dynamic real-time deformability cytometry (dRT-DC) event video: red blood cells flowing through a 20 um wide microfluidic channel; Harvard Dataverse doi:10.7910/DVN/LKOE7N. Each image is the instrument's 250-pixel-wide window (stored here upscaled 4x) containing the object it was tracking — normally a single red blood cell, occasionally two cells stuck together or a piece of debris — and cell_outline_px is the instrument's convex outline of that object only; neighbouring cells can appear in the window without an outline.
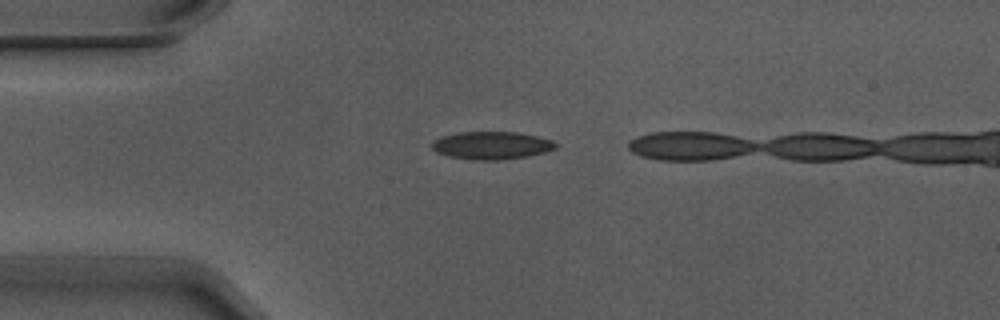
{"species": "Egyptian fruit bat (a non-hibernating species)", "species_latin": "Rousettus aegyptiacus", "temperature_condition": "warm", "stored_images_in_passage": 2, "camera_frame_rate_fps": 3000, "um_per_image_px": 0.085, "animal": {"sex": "male"}, "frame": {"image": 1, "passage_image": 1, "time_ms": 0.0, "image_size_px": [1000, 320], "cell_outline_px": [[556, 148], [544, 152], [528, 156], [500, 160], [472, 160], [448, 156], [436, 152], [432, 148], [432, 140], [440, 136], [460, 132], [516, 132], [536, 136], [552, 140], [556, 144]], "centroid_in_image_um": [41.74, 12.36], "position_along_channel_um": 43.3, "area_um2": 20.06}}